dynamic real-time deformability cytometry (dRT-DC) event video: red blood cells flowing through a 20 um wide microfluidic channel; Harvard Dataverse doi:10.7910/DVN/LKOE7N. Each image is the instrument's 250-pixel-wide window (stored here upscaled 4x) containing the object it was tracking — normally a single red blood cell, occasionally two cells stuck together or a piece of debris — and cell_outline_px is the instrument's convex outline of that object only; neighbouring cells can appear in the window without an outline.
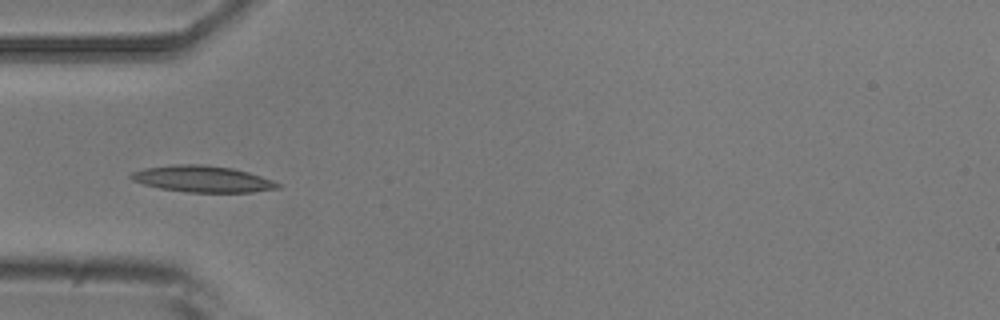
{"species": "common noctule bat (a hibernating species)", "species_latin": "Nyctalus noctula", "temperature_condition": "room temperature", "stored_images_in_passage": 10, "camera_frame_rate_fps": 3000, "um_per_image_px": 0.085, "animal": {"sex": "male", "body_mass_g": 20.5, "forearm_length_mm": 52.5}, "frame": {"image": 1, "passage_image": 7, "time_ms": 7.0, "image_size_px": [1000, 320], "cell_outline_px": [[280, 188], [252, 192], [188, 192], [160, 188], [144, 184], [132, 180], [128, 176], [132, 172], [144, 168], [176, 164], [204, 164], [232, 168], [248, 172], [272, 180], [280, 184]], "centroid_in_image_um": [17.2, 15.2], "position_along_channel_um": 67.8, "area_um2": 22.48}}
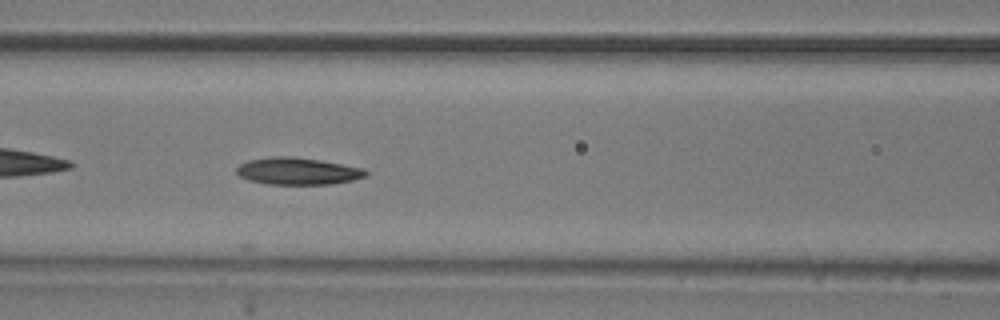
{"frame": {"image": 2, "passage_image": 9, "time_ms": 9.0, "image_size_px": [1000, 320], "cell_outline_px": [[368, 176], [352, 180], [332, 184], [268, 184], [248, 180], [240, 176], [236, 172], [236, 168], [240, 164], [248, 160], [272, 156], [296, 156], [320, 160], [364, 168], [368, 172]], "centroid_in_image_um": [25.31, 14.54], "position_along_channel_um": 141.3, "area_um2": 20.52}}
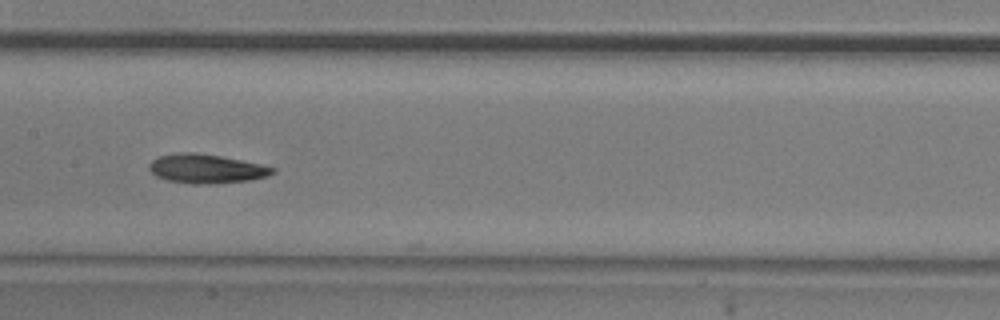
{"frame": {"image": 3, "passage_image": 10, "time_ms": 10.333, "image_size_px": [1000, 320], "cell_outline_px": [[276, 172], [268, 176], [252, 180], [216, 184], [192, 184], [168, 180], [156, 176], [148, 168], [148, 164], [152, 160], [160, 156], [176, 152], [196, 152], [220, 156], [260, 164], [276, 168]], "centroid_in_image_um": [17.54, 14.34], "position_along_channel_um": 189.9, "area_um2": 21.1}}